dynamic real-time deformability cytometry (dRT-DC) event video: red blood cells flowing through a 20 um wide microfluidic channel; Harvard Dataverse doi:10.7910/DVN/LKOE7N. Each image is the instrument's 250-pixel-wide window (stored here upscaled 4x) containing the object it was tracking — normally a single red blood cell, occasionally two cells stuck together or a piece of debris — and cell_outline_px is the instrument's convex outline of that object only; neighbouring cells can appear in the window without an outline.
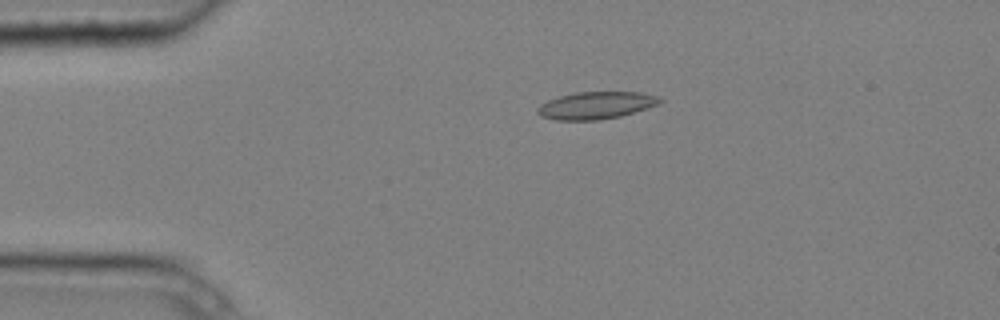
{"species": "common noctule bat (a hibernating species)", "species_latin": "Nyctalus noctula", "temperature_condition": "cold", "stored_images_in_passage": 4, "camera_frame_rate_fps": 3000, "um_per_image_px": 0.085, "animal": {"sex": "male", "body_mass_g": 20.4}, "frame": {"image": 1, "passage_image": 2, "time_ms": 0.333, "image_size_px": [1000, 320], "cell_outline_px": [[664, 100], [656, 104], [620, 116], [600, 120], [556, 120], [540, 116], [536, 112], [536, 108], [540, 104], [548, 100], [560, 96], [576, 92], [640, 92], [660, 96]], "centroid_in_image_um": [50.62, 8.95], "position_along_channel_um": 34.4, "area_um2": 19.36}}